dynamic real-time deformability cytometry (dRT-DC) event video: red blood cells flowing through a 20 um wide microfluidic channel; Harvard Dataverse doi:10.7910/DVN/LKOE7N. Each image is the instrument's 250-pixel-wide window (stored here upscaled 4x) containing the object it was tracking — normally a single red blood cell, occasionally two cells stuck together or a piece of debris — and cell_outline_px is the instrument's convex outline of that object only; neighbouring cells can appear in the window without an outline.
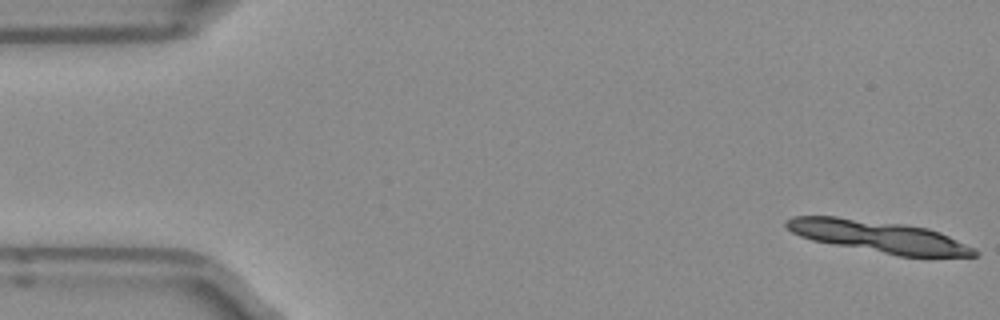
{"species": "Egyptian fruit bat (a non-hibernating species)", "species_latin": "Rousettus aegyptiacus", "temperature_condition": "room temperature", "stored_images_in_passage": 8, "camera_frame_rate_fps": 3000, "um_per_image_px": 0.085, "frame": {"image": 1, "passage_image": 1, "time_ms": 0.0, "image_size_px": [1000, 320], "cell_outline_px": [[980, 252], [976, 256], [900, 256], [812, 240], [800, 236], [792, 232], [784, 224], [784, 220], [792, 216], [836, 216], [904, 224], [928, 228], [940, 232], [976, 248]], "centroid_in_image_um": [74.7, 20.09], "position_along_channel_um": 10.3, "area_um2": 34.8}}